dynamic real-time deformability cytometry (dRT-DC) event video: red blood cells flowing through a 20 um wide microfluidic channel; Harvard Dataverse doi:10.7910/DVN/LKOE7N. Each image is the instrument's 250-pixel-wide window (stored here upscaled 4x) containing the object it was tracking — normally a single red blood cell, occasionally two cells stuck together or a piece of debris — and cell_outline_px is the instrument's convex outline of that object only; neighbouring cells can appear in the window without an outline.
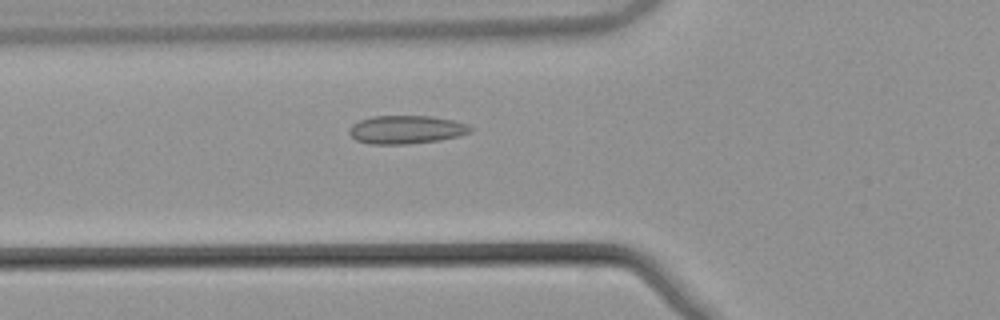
{"species": "common noctule bat (a hibernating species)", "species_latin": "Nyctalus noctula", "temperature_condition": "warm", "stored_images_in_passage": 51, "camera_frame_rate_fps": 3000, "um_per_image_px": 0.085, "animal": {"sex": "male", "body_mass_g": 21.5, "forearm_length_mm": 52.0}, "frame": {"image": 1, "passage_image": 17, "time_ms": 5.333, "image_size_px": [1000, 320], "cell_outline_px": [[476, 128], [472, 132], [440, 140], [408, 144], [372, 144], [356, 140], [348, 132], [348, 128], [352, 124], [360, 120], [372, 116], [432, 116], [452, 120], [468, 124]], "centroid_in_image_um": [34.55, 11.01], "position_along_channel_um": 91.3, "area_um2": 20.11}}
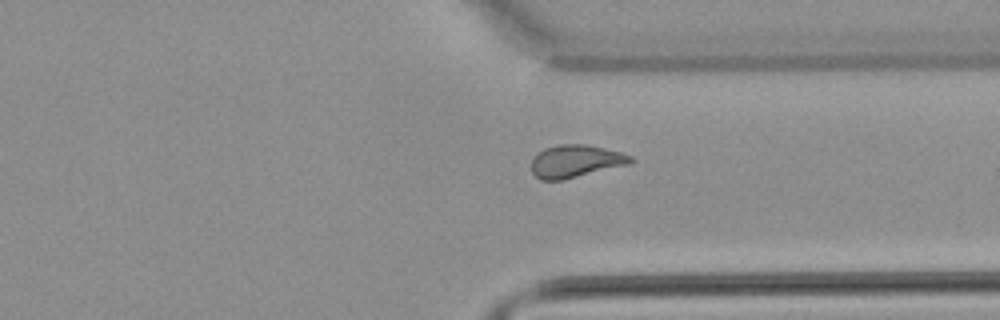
{"frame": {"image": 2, "passage_image": 38, "time_ms": 12.333, "image_size_px": [1000, 320], "cell_outline_px": [[636, 160], [628, 164], [564, 180], [540, 180], [532, 172], [532, 160], [544, 148], [560, 144], [584, 144], [604, 148], [620, 152], [632, 156]], "centroid_in_image_um": [48.94, 13.7], "position_along_channel_um": 362.5, "area_um2": 18.73}}
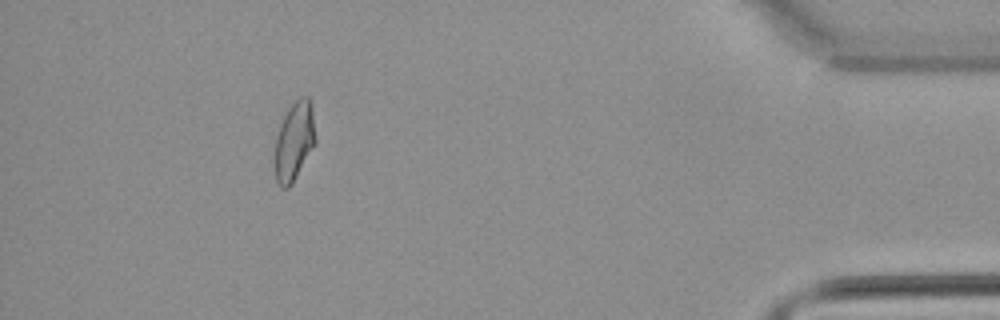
{"frame": {"image": 3, "passage_image": 46, "time_ms": 15.0, "image_size_px": [1000, 320], "cell_outline_px": [[316, 144], [292, 184], [288, 188], [280, 188], [276, 180], [276, 136], [280, 124], [288, 108], [300, 96], [308, 96], [312, 108], [316, 136]], "centroid_in_image_um": [25.04, 12.0], "position_along_channel_um": 410.2, "area_um2": 18.67}, "authors_computed_cell_mechanics": {"area_um2": 18.9584, "velocity_mm_per_s": 3.8697, "shape_relaxation_time_tau1_ms": null, "shape_relaxation_time_tau2_ms": 1.9023, "deformation_change_tau1": null, "deformation_change_tau2": 0.0843}}